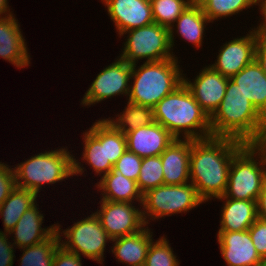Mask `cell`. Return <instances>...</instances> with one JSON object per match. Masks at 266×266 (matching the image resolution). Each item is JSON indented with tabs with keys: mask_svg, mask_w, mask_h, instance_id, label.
<instances>
[{
	"mask_svg": "<svg viewBox=\"0 0 266 266\" xmlns=\"http://www.w3.org/2000/svg\"><path fill=\"white\" fill-rule=\"evenodd\" d=\"M244 145L243 142L226 137L192 139L190 182L204 202L225 194L233 156Z\"/></svg>",
	"mask_w": 266,
	"mask_h": 266,
	"instance_id": "1",
	"label": "cell"
},
{
	"mask_svg": "<svg viewBox=\"0 0 266 266\" xmlns=\"http://www.w3.org/2000/svg\"><path fill=\"white\" fill-rule=\"evenodd\" d=\"M210 124L212 136L232 138L244 144L266 143V118L230 78Z\"/></svg>",
	"mask_w": 266,
	"mask_h": 266,
	"instance_id": "2",
	"label": "cell"
},
{
	"mask_svg": "<svg viewBox=\"0 0 266 266\" xmlns=\"http://www.w3.org/2000/svg\"><path fill=\"white\" fill-rule=\"evenodd\" d=\"M154 121L176 139H204L212 136L210 117L182 83L153 107Z\"/></svg>",
	"mask_w": 266,
	"mask_h": 266,
	"instance_id": "3",
	"label": "cell"
},
{
	"mask_svg": "<svg viewBox=\"0 0 266 266\" xmlns=\"http://www.w3.org/2000/svg\"><path fill=\"white\" fill-rule=\"evenodd\" d=\"M68 147L55 148L31 156L14 166L16 187L41 192L43 185H52L65 179L85 174L84 164L76 159ZM82 164V165H81Z\"/></svg>",
	"mask_w": 266,
	"mask_h": 266,
	"instance_id": "4",
	"label": "cell"
},
{
	"mask_svg": "<svg viewBox=\"0 0 266 266\" xmlns=\"http://www.w3.org/2000/svg\"><path fill=\"white\" fill-rule=\"evenodd\" d=\"M179 57L132 65L127 101L153 108L161 99L183 83ZM137 67V68H136ZM133 80V82H132Z\"/></svg>",
	"mask_w": 266,
	"mask_h": 266,
	"instance_id": "5",
	"label": "cell"
},
{
	"mask_svg": "<svg viewBox=\"0 0 266 266\" xmlns=\"http://www.w3.org/2000/svg\"><path fill=\"white\" fill-rule=\"evenodd\" d=\"M266 181V143L245 144L234 156L225 194L219 198L257 201Z\"/></svg>",
	"mask_w": 266,
	"mask_h": 266,
	"instance_id": "6",
	"label": "cell"
},
{
	"mask_svg": "<svg viewBox=\"0 0 266 266\" xmlns=\"http://www.w3.org/2000/svg\"><path fill=\"white\" fill-rule=\"evenodd\" d=\"M203 203L191 182L181 185L163 184L142 195V217L148 226L150 220L158 221L180 213L182 215Z\"/></svg>",
	"mask_w": 266,
	"mask_h": 266,
	"instance_id": "7",
	"label": "cell"
},
{
	"mask_svg": "<svg viewBox=\"0 0 266 266\" xmlns=\"http://www.w3.org/2000/svg\"><path fill=\"white\" fill-rule=\"evenodd\" d=\"M127 34V36H125ZM125 36L122 53L118 56L129 64H138V60L145 62L161 61L174 58L170 43L169 29L157 23L128 30L119 35Z\"/></svg>",
	"mask_w": 266,
	"mask_h": 266,
	"instance_id": "8",
	"label": "cell"
},
{
	"mask_svg": "<svg viewBox=\"0 0 266 266\" xmlns=\"http://www.w3.org/2000/svg\"><path fill=\"white\" fill-rule=\"evenodd\" d=\"M55 224L60 245L64 249L76 253L80 257L83 255L98 264L100 263V265L103 264L107 242L111 243L112 238L104 230L95 213L92 212L86 218L77 220L72 226L64 230L60 223Z\"/></svg>",
	"mask_w": 266,
	"mask_h": 266,
	"instance_id": "9",
	"label": "cell"
},
{
	"mask_svg": "<svg viewBox=\"0 0 266 266\" xmlns=\"http://www.w3.org/2000/svg\"><path fill=\"white\" fill-rule=\"evenodd\" d=\"M131 74L132 65L117 56L113 63L97 74L85 92L80 105L89 108L91 105L101 103L116 95H125L128 99Z\"/></svg>",
	"mask_w": 266,
	"mask_h": 266,
	"instance_id": "10",
	"label": "cell"
},
{
	"mask_svg": "<svg viewBox=\"0 0 266 266\" xmlns=\"http://www.w3.org/2000/svg\"><path fill=\"white\" fill-rule=\"evenodd\" d=\"M99 204L98 209H100L94 213L112 239L135 234L146 226L141 206L137 208L135 203L101 199Z\"/></svg>",
	"mask_w": 266,
	"mask_h": 266,
	"instance_id": "11",
	"label": "cell"
},
{
	"mask_svg": "<svg viewBox=\"0 0 266 266\" xmlns=\"http://www.w3.org/2000/svg\"><path fill=\"white\" fill-rule=\"evenodd\" d=\"M223 43L217 59L209 66L225 77L231 78L255 59L258 35L250 28L248 33Z\"/></svg>",
	"mask_w": 266,
	"mask_h": 266,
	"instance_id": "12",
	"label": "cell"
},
{
	"mask_svg": "<svg viewBox=\"0 0 266 266\" xmlns=\"http://www.w3.org/2000/svg\"><path fill=\"white\" fill-rule=\"evenodd\" d=\"M228 79L209 65H205L200 70L199 74L192 80L193 82L183 73V83L209 117L220 106L225 96Z\"/></svg>",
	"mask_w": 266,
	"mask_h": 266,
	"instance_id": "13",
	"label": "cell"
},
{
	"mask_svg": "<svg viewBox=\"0 0 266 266\" xmlns=\"http://www.w3.org/2000/svg\"><path fill=\"white\" fill-rule=\"evenodd\" d=\"M118 35L154 23L150 0H101Z\"/></svg>",
	"mask_w": 266,
	"mask_h": 266,
	"instance_id": "14",
	"label": "cell"
},
{
	"mask_svg": "<svg viewBox=\"0 0 266 266\" xmlns=\"http://www.w3.org/2000/svg\"><path fill=\"white\" fill-rule=\"evenodd\" d=\"M217 242L227 266H257L262 260L246 231H218Z\"/></svg>",
	"mask_w": 266,
	"mask_h": 266,
	"instance_id": "15",
	"label": "cell"
},
{
	"mask_svg": "<svg viewBox=\"0 0 266 266\" xmlns=\"http://www.w3.org/2000/svg\"><path fill=\"white\" fill-rule=\"evenodd\" d=\"M127 149L139 157L160 156L176 138L158 122L125 134Z\"/></svg>",
	"mask_w": 266,
	"mask_h": 266,
	"instance_id": "16",
	"label": "cell"
},
{
	"mask_svg": "<svg viewBox=\"0 0 266 266\" xmlns=\"http://www.w3.org/2000/svg\"><path fill=\"white\" fill-rule=\"evenodd\" d=\"M25 41L20 23L14 14L0 18V57L18 69L31 64Z\"/></svg>",
	"mask_w": 266,
	"mask_h": 266,
	"instance_id": "17",
	"label": "cell"
},
{
	"mask_svg": "<svg viewBox=\"0 0 266 266\" xmlns=\"http://www.w3.org/2000/svg\"><path fill=\"white\" fill-rule=\"evenodd\" d=\"M93 123L89 129L83 131L82 144L84 143V147L80 159L81 162H86L85 165L88 164L92 168L95 172L94 175H99L102 178L113 168V165L107 159L106 119L104 117Z\"/></svg>",
	"mask_w": 266,
	"mask_h": 266,
	"instance_id": "18",
	"label": "cell"
},
{
	"mask_svg": "<svg viewBox=\"0 0 266 266\" xmlns=\"http://www.w3.org/2000/svg\"><path fill=\"white\" fill-rule=\"evenodd\" d=\"M192 139H175L161 153L165 185H181L190 182V153Z\"/></svg>",
	"mask_w": 266,
	"mask_h": 266,
	"instance_id": "19",
	"label": "cell"
},
{
	"mask_svg": "<svg viewBox=\"0 0 266 266\" xmlns=\"http://www.w3.org/2000/svg\"><path fill=\"white\" fill-rule=\"evenodd\" d=\"M38 209L39 205L36 202L23 213L15 227L9 232V235L13 234L12 241H14L15 249L38 244L48 239L56 231V224L42 228L45 219Z\"/></svg>",
	"mask_w": 266,
	"mask_h": 266,
	"instance_id": "20",
	"label": "cell"
},
{
	"mask_svg": "<svg viewBox=\"0 0 266 266\" xmlns=\"http://www.w3.org/2000/svg\"><path fill=\"white\" fill-rule=\"evenodd\" d=\"M208 23H210V20L203 13L200 5L194 0L169 28L172 49L174 50L173 47L176 45L174 44L175 33L181 37L180 39L192 43L196 49H199L204 43L202 40H204V32Z\"/></svg>",
	"mask_w": 266,
	"mask_h": 266,
	"instance_id": "21",
	"label": "cell"
},
{
	"mask_svg": "<svg viewBox=\"0 0 266 266\" xmlns=\"http://www.w3.org/2000/svg\"><path fill=\"white\" fill-rule=\"evenodd\" d=\"M147 225L139 232L112 239L110 249L118 263L127 266H144L153 232Z\"/></svg>",
	"mask_w": 266,
	"mask_h": 266,
	"instance_id": "22",
	"label": "cell"
},
{
	"mask_svg": "<svg viewBox=\"0 0 266 266\" xmlns=\"http://www.w3.org/2000/svg\"><path fill=\"white\" fill-rule=\"evenodd\" d=\"M230 79L239 86L245 97L266 118V74L256 59Z\"/></svg>",
	"mask_w": 266,
	"mask_h": 266,
	"instance_id": "23",
	"label": "cell"
},
{
	"mask_svg": "<svg viewBox=\"0 0 266 266\" xmlns=\"http://www.w3.org/2000/svg\"><path fill=\"white\" fill-rule=\"evenodd\" d=\"M217 199L223 201L218 231H246L258 218L256 201L254 200Z\"/></svg>",
	"mask_w": 266,
	"mask_h": 266,
	"instance_id": "24",
	"label": "cell"
},
{
	"mask_svg": "<svg viewBox=\"0 0 266 266\" xmlns=\"http://www.w3.org/2000/svg\"><path fill=\"white\" fill-rule=\"evenodd\" d=\"M102 195V200L113 202H128L142 204V193L139 191L137 182L123 176L119 170L114 167L109 173L100 178V181L94 184ZM136 200V201H135ZM135 201V202H134Z\"/></svg>",
	"mask_w": 266,
	"mask_h": 266,
	"instance_id": "25",
	"label": "cell"
},
{
	"mask_svg": "<svg viewBox=\"0 0 266 266\" xmlns=\"http://www.w3.org/2000/svg\"><path fill=\"white\" fill-rule=\"evenodd\" d=\"M35 192L16 187L0 206V217L4 225V232L9 233L17 224L23 213L37 201Z\"/></svg>",
	"mask_w": 266,
	"mask_h": 266,
	"instance_id": "26",
	"label": "cell"
},
{
	"mask_svg": "<svg viewBox=\"0 0 266 266\" xmlns=\"http://www.w3.org/2000/svg\"><path fill=\"white\" fill-rule=\"evenodd\" d=\"M124 108L120 114H116V117L105 118L117 130L124 134L154 122L153 108L151 107L128 101Z\"/></svg>",
	"mask_w": 266,
	"mask_h": 266,
	"instance_id": "27",
	"label": "cell"
},
{
	"mask_svg": "<svg viewBox=\"0 0 266 266\" xmlns=\"http://www.w3.org/2000/svg\"><path fill=\"white\" fill-rule=\"evenodd\" d=\"M60 245V240L55 231L48 239L20 248L22 255L20 257V266H52L55 251Z\"/></svg>",
	"mask_w": 266,
	"mask_h": 266,
	"instance_id": "28",
	"label": "cell"
},
{
	"mask_svg": "<svg viewBox=\"0 0 266 266\" xmlns=\"http://www.w3.org/2000/svg\"><path fill=\"white\" fill-rule=\"evenodd\" d=\"M211 23L252 8L256 0H195Z\"/></svg>",
	"mask_w": 266,
	"mask_h": 266,
	"instance_id": "29",
	"label": "cell"
},
{
	"mask_svg": "<svg viewBox=\"0 0 266 266\" xmlns=\"http://www.w3.org/2000/svg\"><path fill=\"white\" fill-rule=\"evenodd\" d=\"M194 0H150L154 23L170 28Z\"/></svg>",
	"mask_w": 266,
	"mask_h": 266,
	"instance_id": "30",
	"label": "cell"
},
{
	"mask_svg": "<svg viewBox=\"0 0 266 266\" xmlns=\"http://www.w3.org/2000/svg\"><path fill=\"white\" fill-rule=\"evenodd\" d=\"M164 184L163 168L160 156L144 157L137 180L139 191H146Z\"/></svg>",
	"mask_w": 266,
	"mask_h": 266,
	"instance_id": "31",
	"label": "cell"
},
{
	"mask_svg": "<svg viewBox=\"0 0 266 266\" xmlns=\"http://www.w3.org/2000/svg\"><path fill=\"white\" fill-rule=\"evenodd\" d=\"M144 266H180L166 235L151 242Z\"/></svg>",
	"mask_w": 266,
	"mask_h": 266,
	"instance_id": "32",
	"label": "cell"
},
{
	"mask_svg": "<svg viewBox=\"0 0 266 266\" xmlns=\"http://www.w3.org/2000/svg\"><path fill=\"white\" fill-rule=\"evenodd\" d=\"M126 137L125 134L117 130L110 122L106 120V152L107 159L112 165L126 151Z\"/></svg>",
	"mask_w": 266,
	"mask_h": 266,
	"instance_id": "33",
	"label": "cell"
},
{
	"mask_svg": "<svg viewBox=\"0 0 266 266\" xmlns=\"http://www.w3.org/2000/svg\"><path fill=\"white\" fill-rule=\"evenodd\" d=\"M142 159L143 158L139 157L134 152H131L126 149V151L117 160L113 167L116 170H119L123 176L137 182L142 164Z\"/></svg>",
	"mask_w": 266,
	"mask_h": 266,
	"instance_id": "34",
	"label": "cell"
},
{
	"mask_svg": "<svg viewBox=\"0 0 266 266\" xmlns=\"http://www.w3.org/2000/svg\"><path fill=\"white\" fill-rule=\"evenodd\" d=\"M248 230L257 253L266 259V220L257 218Z\"/></svg>",
	"mask_w": 266,
	"mask_h": 266,
	"instance_id": "35",
	"label": "cell"
},
{
	"mask_svg": "<svg viewBox=\"0 0 266 266\" xmlns=\"http://www.w3.org/2000/svg\"><path fill=\"white\" fill-rule=\"evenodd\" d=\"M13 166L0 161V206L16 188Z\"/></svg>",
	"mask_w": 266,
	"mask_h": 266,
	"instance_id": "36",
	"label": "cell"
},
{
	"mask_svg": "<svg viewBox=\"0 0 266 266\" xmlns=\"http://www.w3.org/2000/svg\"><path fill=\"white\" fill-rule=\"evenodd\" d=\"M9 239V233L0 230V266H13L14 264V259L16 258L14 254L15 246Z\"/></svg>",
	"mask_w": 266,
	"mask_h": 266,
	"instance_id": "37",
	"label": "cell"
},
{
	"mask_svg": "<svg viewBox=\"0 0 266 266\" xmlns=\"http://www.w3.org/2000/svg\"><path fill=\"white\" fill-rule=\"evenodd\" d=\"M82 258L59 245L55 251L52 266H82Z\"/></svg>",
	"mask_w": 266,
	"mask_h": 266,
	"instance_id": "38",
	"label": "cell"
},
{
	"mask_svg": "<svg viewBox=\"0 0 266 266\" xmlns=\"http://www.w3.org/2000/svg\"><path fill=\"white\" fill-rule=\"evenodd\" d=\"M255 5H258L259 12H261V19L259 20L258 26L252 28L250 27L258 37H266V0H256Z\"/></svg>",
	"mask_w": 266,
	"mask_h": 266,
	"instance_id": "39",
	"label": "cell"
},
{
	"mask_svg": "<svg viewBox=\"0 0 266 266\" xmlns=\"http://www.w3.org/2000/svg\"><path fill=\"white\" fill-rule=\"evenodd\" d=\"M255 59L266 74V37H258L255 49Z\"/></svg>",
	"mask_w": 266,
	"mask_h": 266,
	"instance_id": "40",
	"label": "cell"
},
{
	"mask_svg": "<svg viewBox=\"0 0 266 266\" xmlns=\"http://www.w3.org/2000/svg\"><path fill=\"white\" fill-rule=\"evenodd\" d=\"M257 217L266 220V181L263 184L262 190L259 193L256 201Z\"/></svg>",
	"mask_w": 266,
	"mask_h": 266,
	"instance_id": "41",
	"label": "cell"
},
{
	"mask_svg": "<svg viewBox=\"0 0 266 266\" xmlns=\"http://www.w3.org/2000/svg\"><path fill=\"white\" fill-rule=\"evenodd\" d=\"M8 4V0H0V18L14 14Z\"/></svg>",
	"mask_w": 266,
	"mask_h": 266,
	"instance_id": "42",
	"label": "cell"
},
{
	"mask_svg": "<svg viewBox=\"0 0 266 266\" xmlns=\"http://www.w3.org/2000/svg\"><path fill=\"white\" fill-rule=\"evenodd\" d=\"M257 266H266V259H262Z\"/></svg>",
	"mask_w": 266,
	"mask_h": 266,
	"instance_id": "43",
	"label": "cell"
}]
</instances>
